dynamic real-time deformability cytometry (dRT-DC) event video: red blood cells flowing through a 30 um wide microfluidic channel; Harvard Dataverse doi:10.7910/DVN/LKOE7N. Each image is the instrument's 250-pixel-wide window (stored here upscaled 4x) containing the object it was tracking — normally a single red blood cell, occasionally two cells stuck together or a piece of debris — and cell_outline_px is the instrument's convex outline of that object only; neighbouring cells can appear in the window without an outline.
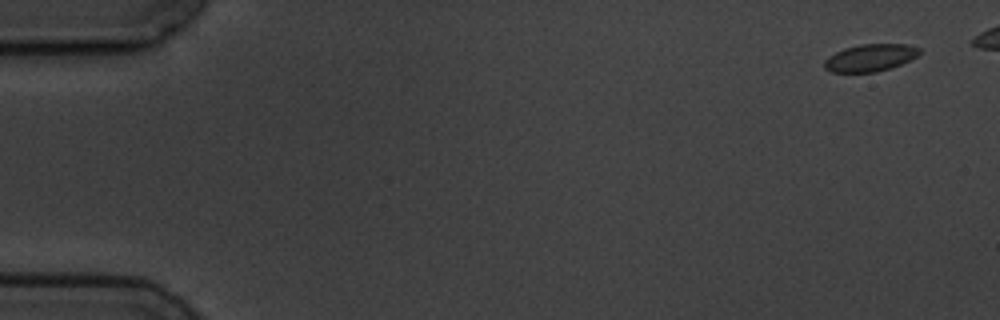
{"species": "common noctule bat (a hibernating species)", "species_latin": "Nyctalus noctula", "temperature_condition": "cold", "stored_images_in_passage": 3, "camera_frame_rate_fps": 3000, "um_per_image_px": 0.085, "animal": {"sex": "male", "body_mass_g": 19.5, "forearm_length_mm": 54.6}, "frame": {"image": 1, "passage_image": 1, "time_ms": 0.0, "image_size_px": [1000, 320], "cell_outline_px": [[920, 52], [916, 56], [900, 64], [876, 72], [832, 72], [824, 68], [824, 60], [828, 56], [844, 48], [860, 44], [908, 44], [920, 48]], "centroid_in_image_um": [73.93, 4.9], "position_along_channel_um": 11.1, "area_um2": 14.97}}